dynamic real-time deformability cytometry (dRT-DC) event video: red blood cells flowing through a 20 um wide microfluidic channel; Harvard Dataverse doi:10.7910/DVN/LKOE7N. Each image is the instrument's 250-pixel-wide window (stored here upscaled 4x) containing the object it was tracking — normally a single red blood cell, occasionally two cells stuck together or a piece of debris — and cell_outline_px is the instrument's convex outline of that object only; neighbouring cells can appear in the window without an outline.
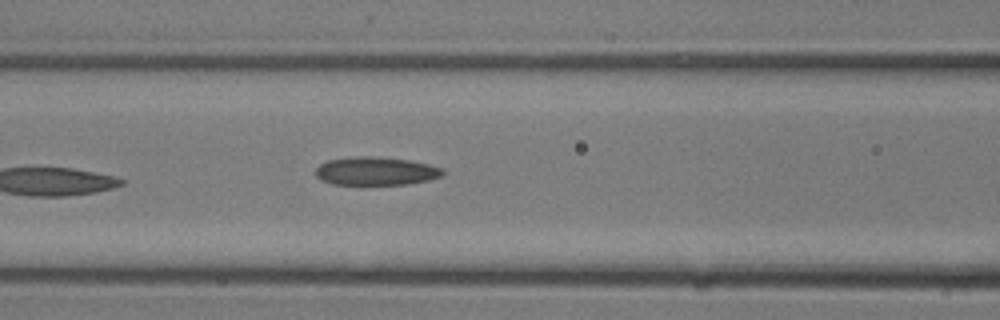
{"species": "common noctule bat (a hibernating species)", "species_latin": "Nyctalus noctula", "temperature_condition": "room temperature", "stored_images_in_passage": 11, "camera_frame_rate_fps": 3000, "um_per_image_px": 0.085, "animal": {"sex": "male", "body_mass_g": 13.3}, "frame": {"image": 1, "passage_image": 11, "time_ms": 3.333, "image_size_px": [1000, 320], "cell_outline_px": [[444, 172], [440, 176], [428, 180], [408, 184], [332, 184], [320, 180], [316, 176], [316, 168], [320, 164], [328, 160], [352, 156], [376, 156], [408, 160], [428, 164], [444, 168]], "centroid_in_image_um": [31.93, 14.53], "position_along_channel_um": 134.7, "area_um2": 20.98}}